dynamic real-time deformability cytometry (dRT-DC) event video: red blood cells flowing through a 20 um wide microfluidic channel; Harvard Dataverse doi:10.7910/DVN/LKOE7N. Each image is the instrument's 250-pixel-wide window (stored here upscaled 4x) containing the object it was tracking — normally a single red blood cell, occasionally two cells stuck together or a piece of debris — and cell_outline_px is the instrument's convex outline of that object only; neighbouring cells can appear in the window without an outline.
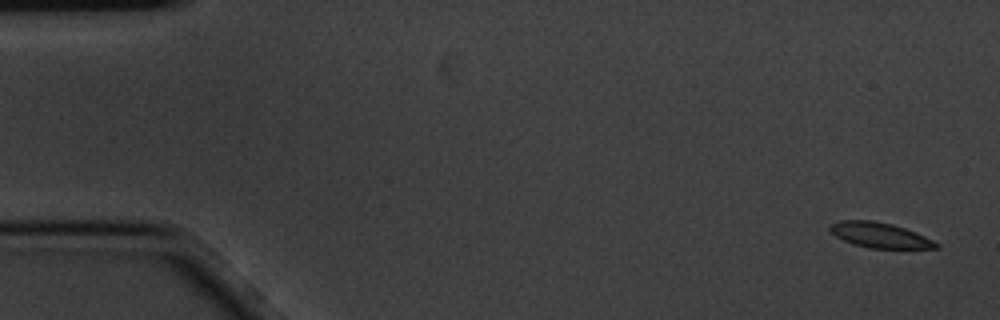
{"species": "common noctule bat (a hibernating species)", "species_latin": "Nyctalus noctula", "temperature_condition": "cold", "stored_images_in_passage": 4, "camera_frame_rate_fps": 3000, "um_per_image_px": 0.085, "animal": {"sex": "male", "body_mass_g": 20.1, "forearm_length_mm": 53.5}, "frame": {"image": 1, "passage_image": 1, "time_ms": 0.0, "image_size_px": [1000, 320], "cell_outline_px": [[940, 248], [868, 248], [852, 244], [836, 236], [828, 228], [832, 224], [840, 220], [872, 220], [892, 224], [916, 232], [940, 244]], "centroid_in_image_um": [74.79, 19.99], "position_along_channel_um": 10.2, "area_um2": 15.49}}
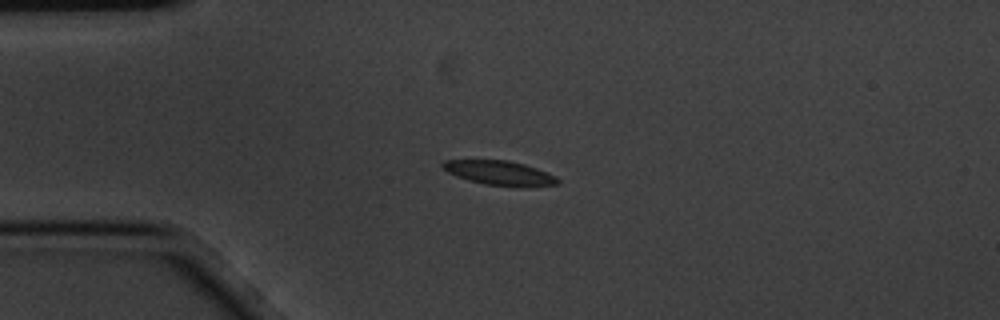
{"frame": {"image": 2, "passage_image": 4, "time_ms": 1.0, "image_size_px": [1000, 320], "cell_outline_px": [[560, 184], [520, 188], [516, 188], [484, 184], [468, 180], [456, 176], [440, 168], [440, 164], [444, 160], [508, 160], [524, 164], [536, 168], [556, 176], [560, 180]], "centroid_in_image_um": [42.47, 14.72], "position_along_channel_um": 42.5, "area_um2": 16.76}}